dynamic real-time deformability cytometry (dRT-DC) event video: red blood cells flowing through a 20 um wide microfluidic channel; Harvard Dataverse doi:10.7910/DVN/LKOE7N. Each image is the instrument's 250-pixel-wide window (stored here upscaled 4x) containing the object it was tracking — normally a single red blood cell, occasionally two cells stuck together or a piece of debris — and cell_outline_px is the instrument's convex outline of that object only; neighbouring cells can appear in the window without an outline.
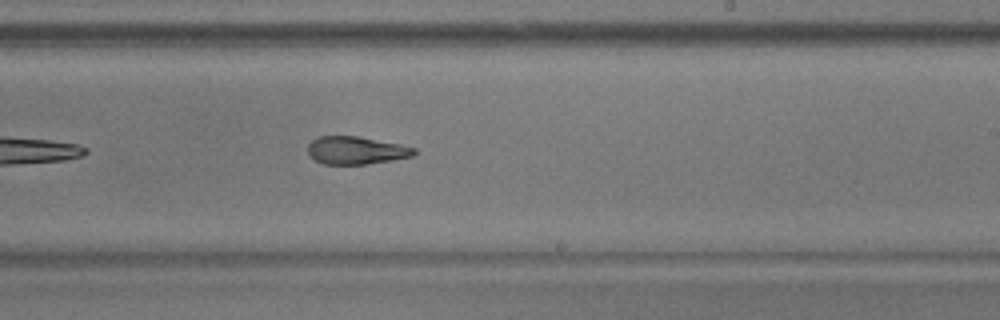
{"species": "common noctule bat (a hibernating species)", "species_latin": "Nyctalus noctula", "temperature_condition": "warm", "stored_images_in_passage": 27, "camera_frame_rate_fps": 3000, "um_per_image_px": 0.085, "animal": {"sex": "male", "body_mass_g": 17.9}, "frame": {"image": 1, "passage_image": 20, "time_ms": 6.333, "image_size_px": [1000, 320], "cell_outline_px": [[416, 152], [412, 156], [392, 160], [368, 164], [324, 164], [316, 160], [308, 152], [308, 144], [312, 140], [320, 136], [356, 136], [400, 144], [416, 148]], "centroid_in_image_um": [30.28, 12.78], "position_along_channel_um": 258.7, "area_um2": 17.05}}